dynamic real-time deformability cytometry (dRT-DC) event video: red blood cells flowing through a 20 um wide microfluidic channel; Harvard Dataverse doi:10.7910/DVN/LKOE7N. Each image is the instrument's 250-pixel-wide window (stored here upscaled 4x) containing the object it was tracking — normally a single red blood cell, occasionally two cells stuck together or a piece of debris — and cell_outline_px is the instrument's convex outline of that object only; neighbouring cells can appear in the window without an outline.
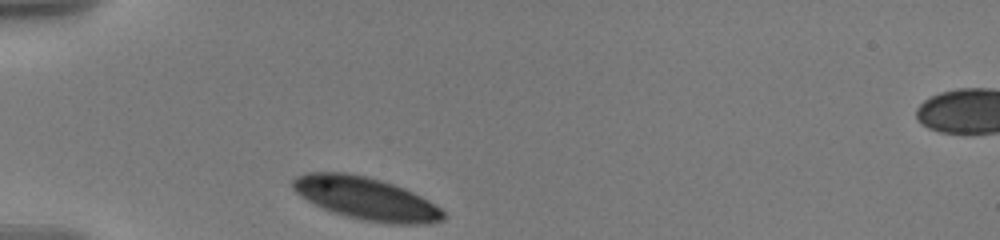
{"species": "human", "species_latin": "Homo sapiens", "temperature_condition": "warm", "stored_images_in_passage": 6, "camera_frame_rate_fps": 3000, "um_per_image_px": 0.085, "donor": {"sex": "male"}, "frame": {"image": 1, "passage_image": 1, "time_ms": 0.0, "image_size_px": [1000, 240], "cell_outline_px": [[448, 216], [444, 220], [424, 224], [388, 224], [364, 220], [332, 212], [300, 196], [292, 188], [292, 180], [296, 176], [304, 172], [344, 172], [364, 176], [380, 180], [404, 188], [436, 204]], "centroid_in_image_um": [31.13, 16.87], "position_along_channel_um": 53.9, "area_um2": 37.28}}
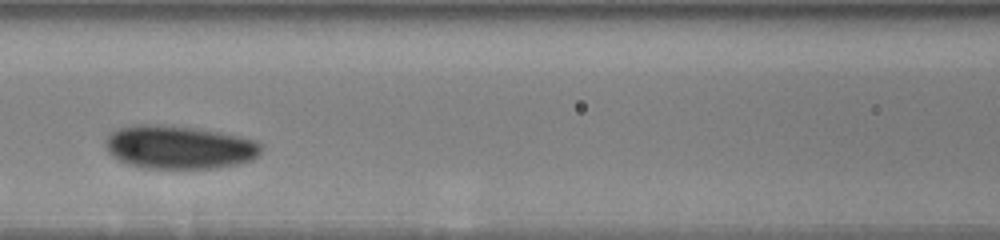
{"frame": {"image": 2, "passage_image": 4, "time_ms": 3.333, "image_size_px": [1000, 240], "cell_outline_px": [[260, 152], [252, 160], [236, 164], [216, 168], [144, 168], [128, 164], [112, 156], [108, 152], [104, 144], [104, 140], [112, 132], [120, 128], [136, 124], [160, 124], [192, 128], [220, 132], [256, 140], [260, 144]], "centroid_in_image_um": [15.19, 12.51], "position_along_channel_um": 151.4, "area_um2": 39.19}}
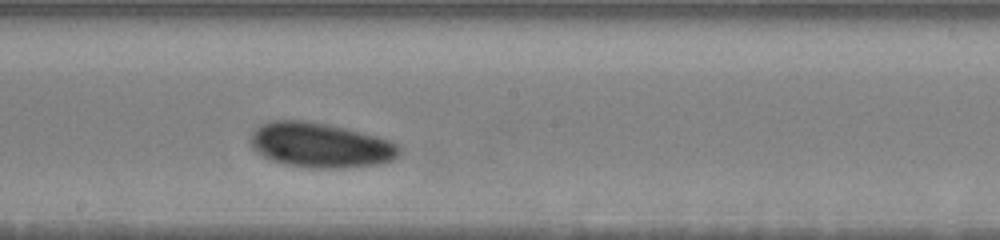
{"frame": {"image": 3, "passage_image": 6, "time_ms": 5.333, "image_size_px": [1000, 240], "cell_outline_px": [[400, 156], [392, 160], [380, 164], [348, 168], [308, 168], [284, 164], [272, 160], [256, 152], [252, 148], [248, 140], [252, 132], [260, 124], [268, 120], [304, 120], [328, 124], [348, 128], [376, 136], [400, 144]], "centroid_in_image_um": [27.22, 12.34], "position_along_channel_um": 221.0, "area_um2": 39.54}}